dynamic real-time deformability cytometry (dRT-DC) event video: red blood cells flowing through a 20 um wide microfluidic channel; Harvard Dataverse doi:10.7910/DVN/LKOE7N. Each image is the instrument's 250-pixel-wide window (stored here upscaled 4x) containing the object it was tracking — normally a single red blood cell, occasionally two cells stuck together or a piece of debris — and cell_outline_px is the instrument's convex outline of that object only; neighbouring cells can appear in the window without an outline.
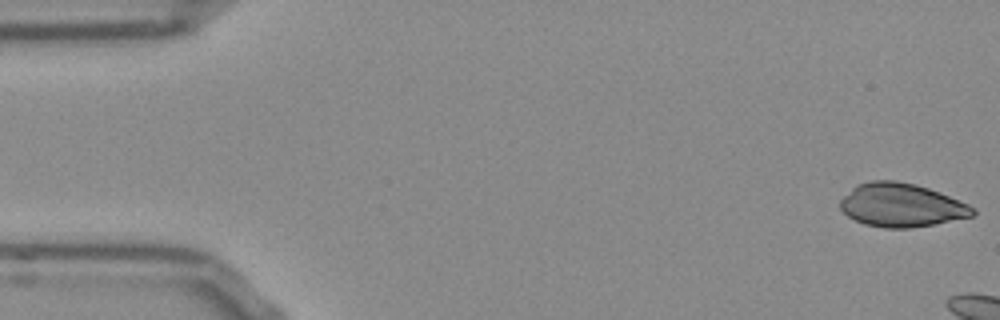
{"species": "Egyptian fruit bat (a non-hibernating species)", "species_latin": "Rousettus aegyptiacus", "temperature_condition": "room temperature", "stored_images_in_passage": 7, "camera_frame_rate_fps": 3000, "um_per_image_px": 0.085, "frame": {"image": 1, "passage_image": 1, "time_ms": 0.0, "image_size_px": [1000, 320], "cell_outline_px": [[976, 212], [972, 216], [936, 224], [908, 228], [884, 228], [864, 224], [848, 216], [840, 208], [840, 200], [856, 184], [872, 180], [896, 180], [916, 184], [940, 192], [968, 204]], "centroid_in_image_um": [76.6, 17.43], "position_along_channel_um": 8.4, "area_um2": 33.58}}